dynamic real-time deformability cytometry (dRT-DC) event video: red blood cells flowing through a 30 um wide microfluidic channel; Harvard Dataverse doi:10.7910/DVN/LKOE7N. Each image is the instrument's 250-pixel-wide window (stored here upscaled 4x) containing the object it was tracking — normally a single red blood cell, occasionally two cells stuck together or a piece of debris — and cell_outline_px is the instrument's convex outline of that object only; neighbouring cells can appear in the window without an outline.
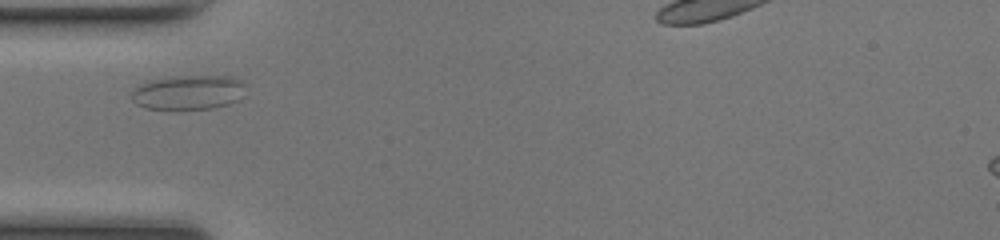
{"species": "common noctule bat (a hibernating species)", "species_latin": "Nyctalus noctula", "temperature_condition": "room temperature", "stored_images_in_passage": 31, "segment_of_instrument_passage": [1, 2], "camera_frame_rate_fps": 3000, "um_per_image_px": 0.085, "animal": {"sex": "female", "body_mass_g": 17.0, "forearm_length_mm": 48.0}, "frame": {"image": 1, "passage_image": 1, "time_ms": 0.0, "image_size_px": [1000, 240], "cell_outline_px": [[244, 96], [228, 104], [212, 108], [144, 108], [136, 104], [132, 100], [132, 92], [136, 88], [148, 80], [172, 76], [232, 76], [240, 80], [244, 84]], "centroid_in_image_um": [16.02, 7.83], "position_along_channel_um": 69.0, "area_um2": 22.72}}
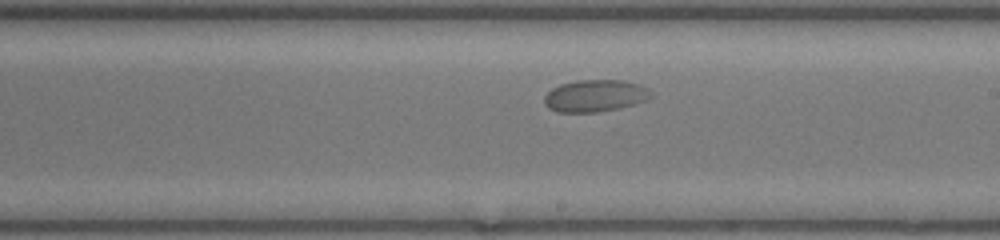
{"frame": {"image": 2, "passage_image": 14, "time_ms": 4.333, "image_size_px": [1000, 240], "cell_outline_px": [[652, 96], [648, 100], [636, 104], [596, 112], [560, 112], [548, 108], [544, 104], [544, 96], [552, 88], [560, 84], [576, 80], [624, 80], [640, 84], [648, 88], [652, 92]], "centroid_in_image_um": [50.6, 8.13], "position_along_channel_um": 238.4, "area_um2": 20.06}}
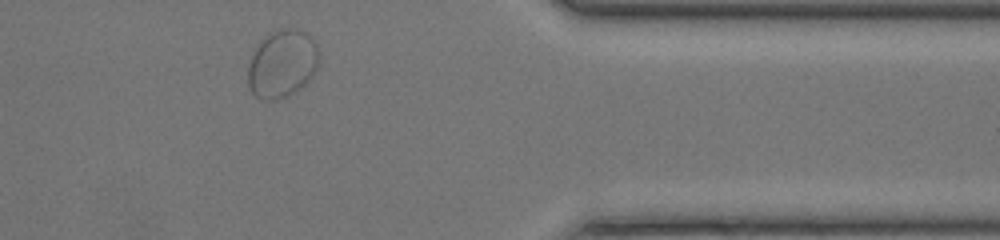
{"frame": {"image": 3, "passage_image": 27, "time_ms": 8.667, "image_size_px": [1000, 240], "cell_outline_px": [[320, 64], [316, 72], [296, 92], [276, 100], [260, 100], [252, 92], [248, 84], [248, 64], [260, 40], [268, 32], [280, 28], [300, 28], [308, 32], [312, 36], [320, 52]], "centroid_in_image_um": [24.02, 5.38], "position_along_channel_um": 387.4, "area_um2": 28.84}}